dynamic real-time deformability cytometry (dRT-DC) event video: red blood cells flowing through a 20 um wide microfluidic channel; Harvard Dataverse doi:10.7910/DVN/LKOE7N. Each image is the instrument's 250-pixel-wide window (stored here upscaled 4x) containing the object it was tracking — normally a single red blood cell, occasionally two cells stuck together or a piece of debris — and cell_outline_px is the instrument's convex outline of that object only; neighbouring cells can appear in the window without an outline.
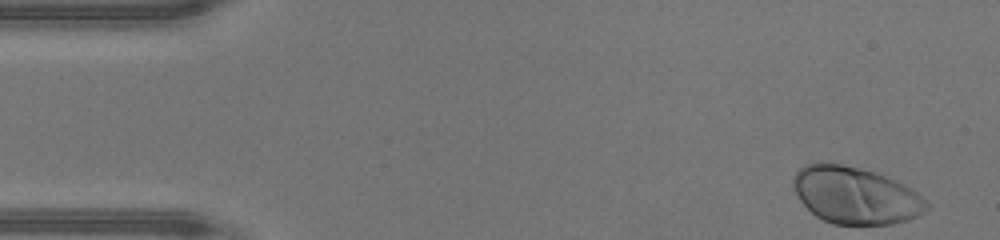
{"species": "human", "species_latin": "Homo sapiens", "temperature_condition": "warm", "stored_images_in_passage": 42, "camera_frame_rate_fps": 3000, "um_per_image_px": 0.085, "donor": {"sex": "male"}, "frame": {"image": 1, "passage_image": 1, "time_ms": 0.0, "image_size_px": [1000, 240], "cell_outline_px": [[928, 208], [924, 212], [908, 220], [892, 224], [832, 224], [816, 216], [800, 200], [792, 184], [792, 180], [796, 172], [804, 164], [820, 160], [840, 164], [872, 172], [896, 180], [912, 188], [928, 204]], "centroid_in_image_um": [72.68, 16.59], "position_along_channel_um": 12.3, "area_um2": 44.16}}
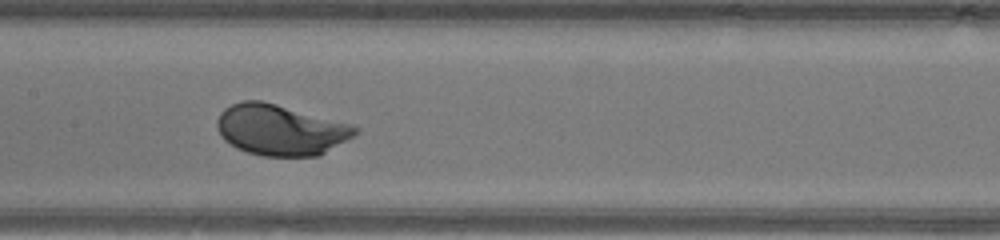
{"frame": {"image": 2, "passage_image": 21, "time_ms": 6.667, "image_size_px": [1000, 240], "cell_outline_px": [[360, 132], [320, 156], [264, 156], [248, 152], [236, 148], [224, 140], [216, 124], [216, 120], [220, 112], [224, 108], [240, 100], [260, 100], [276, 104], [352, 124], [360, 128]], "centroid_in_image_um": [23.85, 11.04], "position_along_channel_um": 183.6, "area_um2": 40.98}}
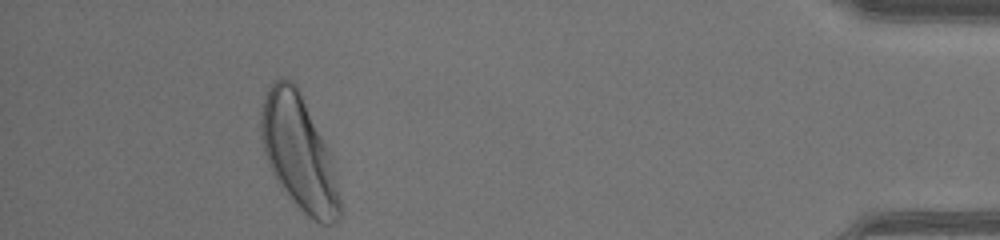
{"frame": {"image": 3, "passage_image": 41, "time_ms": 13.333, "image_size_px": [1000, 240], "cell_outline_px": [[344, 212], [340, 220], [332, 224], [320, 224], [308, 216], [288, 196], [276, 180], [268, 164], [264, 152], [260, 132], [260, 116], [264, 96], [268, 88], [276, 80], [292, 80], [296, 84], [300, 92], [324, 144], [340, 196]], "centroid_in_image_um": [25.37, 13.04], "position_along_channel_um": 409.8, "area_um2": 51.5}, "authors_computed_cell_mechanics": {"area_um2": 41.1247, "velocity_mm_per_s": 4.3734, "shape_relaxation_time_tau1_ms": 1.1791, "shape_relaxation_time_tau2_ms": null, "deformation_change_tau1": 0.1231, "deformation_change_tau2": null}}